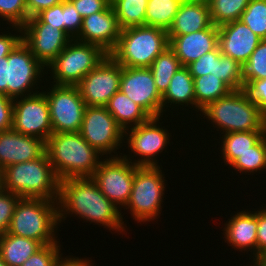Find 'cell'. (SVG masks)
Returning a JSON list of instances; mask_svg holds the SVG:
<instances>
[{"instance_id": "50", "label": "cell", "mask_w": 266, "mask_h": 266, "mask_svg": "<svg viewBox=\"0 0 266 266\" xmlns=\"http://www.w3.org/2000/svg\"><path fill=\"white\" fill-rule=\"evenodd\" d=\"M252 263L255 266H266V252L260 254Z\"/></svg>"}, {"instance_id": "34", "label": "cell", "mask_w": 266, "mask_h": 266, "mask_svg": "<svg viewBox=\"0 0 266 266\" xmlns=\"http://www.w3.org/2000/svg\"><path fill=\"white\" fill-rule=\"evenodd\" d=\"M250 0H210L208 3L212 23L215 26L240 20Z\"/></svg>"}, {"instance_id": "17", "label": "cell", "mask_w": 266, "mask_h": 266, "mask_svg": "<svg viewBox=\"0 0 266 266\" xmlns=\"http://www.w3.org/2000/svg\"><path fill=\"white\" fill-rule=\"evenodd\" d=\"M119 90L151 117L162 116V95L156 88L150 68L122 66Z\"/></svg>"}, {"instance_id": "46", "label": "cell", "mask_w": 266, "mask_h": 266, "mask_svg": "<svg viewBox=\"0 0 266 266\" xmlns=\"http://www.w3.org/2000/svg\"><path fill=\"white\" fill-rule=\"evenodd\" d=\"M261 206L257 208V257L266 252V204Z\"/></svg>"}, {"instance_id": "53", "label": "cell", "mask_w": 266, "mask_h": 266, "mask_svg": "<svg viewBox=\"0 0 266 266\" xmlns=\"http://www.w3.org/2000/svg\"><path fill=\"white\" fill-rule=\"evenodd\" d=\"M0 266H7L6 263L0 257Z\"/></svg>"}, {"instance_id": "30", "label": "cell", "mask_w": 266, "mask_h": 266, "mask_svg": "<svg viewBox=\"0 0 266 266\" xmlns=\"http://www.w3.org/2000/svg\"><path fill=\"white\" fill-rule=\"evenodd\" d=\"M194 79V95L196 100V115L209 103L227 96L232 90L218 77L209 73Z\"/></svg>"}, {"instance_id": "23", "label": "cell", "mask_w": 266, "mask_h": 266, "mask_svg": "<svg viewBox=\"0 0 266 266\" xmlns=\"http://www.w3.org/2000/svg\"><path fill=\"white\" fill-rule=\"evenodd\" d=\"M45 141L31 135H23L10 129L0 132V168L41 157L45 153Z\"/></svg>"}, {"instance_id": "35", "label": "cell", "mask_w": 266, "mask_h": 266, "mask_svg": "<svg viewBox=\"0 0 266 266\" xmlns=\"http://www.w3.org/2000/svg\"><path fill=\"white\" fill-rule=\"evenodd\" d=\"M240 20L254 34L261 39H266V0H250Z\"/></svg>"}, {"instance_id": "26", "label": "cell", "mask_w": 266, "mask_h": 266, "mask_svg": "<svg viewBox=\"0 0 266 266\" xmlns=\"http://www.w3.org/2000/svg\"><path fill=\"white\" fill-rule=\"evenodd\" d=\"M266 133V131H241L220 135L210 147L218 145V155L226 166H230L240 155L251 150V147ZM219 140V141H217ZM217 141V142H216ZM217 143V144H216Z\"/></svg>"}, {"instance_id": "14", "label": "cell", "mask_w": 266, "mask_h": 266, "mask_svg": "<svg viewBox=\"0 0 266 266\" xmlns=\"http://www.w3.org/2000/svg\"><path fill=\"white\" fill-rule=\"evenodd\" d=\"M12 129L23 135L47 141L53 133L49 104L41 90L33 95L13 100Z\"/></svg>"}, {"instance_id": "52", "label": "cell", "mask_w": 266, "mask_h": 266, "mask_svg": "<svg viewBox=\"0 0 266 266\" xmlns=\"http://www.w3.org/2000/svg\"><path fill=\"white\" fill-rule=\"evenodd\" d=\"M2 172L3 170L0 168V189L2 188Z\"/></svg>"}, {"instance_id": "1", "label": "cell", "mask_w": 266, "mask_h": 266, "mask_svg": "<svg viewBox=\"0 0 266 266\" xmlns=\"http://www.w3.org/2000/svg\"><path fill=\"white\" fill-rule=\"evenodd\" d=\"M58 212L60 225L69 218L98 225L112 235L127 236L129 227L122 213L100 191L92 177L68 178L60 181ZM125 220V221H124ZM64 221V222H63ZM112 230V231H111Z\"/></svg>"}, {"instance_id": "18", "label": "cell", "mask_w": 266, "mask_h": 266, "mask_svg": "<svg viewBox=\"0 0 266 266\" xmlns=\"http://www.w3.org/2000/svg\"><path fill=\"white\" fill-rule=\"evenodd\" d=\"M246 207V210L242 207V210L230 214V218L221 225L223 235L220 237L235 252L248 254V260L253 262L257 258V209L250 208V203Z\"/></svg>"}, {"instance_id": "47", "label": "cell", "mask_w": 266, "mask_h": 266, "mask_svg": "<svg viewBox=\"0 0 266 266\" xmlns=\"http://www.w3.org/2000/svg\"><path fill=\"white\" fill-rule=\"evenodd\" d=\"M63 1L64 0H25L28 16L34 17L41 11L60 4Z\"/></svg>"}, {"instance_id": "54", "label": "cell", "mask_w": 266, "mask_h": 266, "mask_svg": "<svg viewBox=\"0 0 266 266\" xmlns=\"http://www.w3.org/2000/svg\"><path fill=\"white\" fill-rule=\"evenodd\" d=\"M244 266H255V265L252 262L249 261V262H247V265H244Z\"/></svg>"}, {"instance_id": "6", "label": "cell", "mask_w": 266, "mask_h": 266, "mask_svg": "<svg viewBox=\"0 0 266 266\" xmlns=\"http://www.w3.org/2000/svg\"><path fill=\"white\" fill-rule=\"evenodd\" d=\"M167 118L168 115L151 117L148 121L138 126L126 129L124 131V144L121 156L137 166H164L162 163H159L163 162L162 158H160L161 154L167 152V147L169 146L173 147L174 152L175 145H172L173 139L175 141L174 136H176V133L172 134L169 129L170 122L174 121V119H170L168 122L169 119ZM164 123L169 124L162 126ZM125 148L128 149L126 150ZM125 151L128 154L124 153Z\"/></svg>"}, {"instance_id": "3", "label": "cell", "mask_w": 266, "mask_h": 266, "mask_svg": "<svg viewBox=\"0 0 266 266\" xmlns=\"http://www.w3.org/2000/svg\"><path fill=\"white\" fill-rule=\"evenodd\" d=\"M45 151L60 181L92 177L104 158L79 132L52 133L45 142Z\"/></svg>"}, {"instance_id": "48", "label": "cell", "mask_w": 266, "mask_h": 266, "mask_svg": "<svg viewBox=\"0 0 266 266\" xmlns=\"http://www.w3.org/2000/svg\"><path fill=\"white\" fill-rule=\"evenodd\" d=\"M69 254L70 255L67 256L62 254L55 266H96L94 265L96 264L95 261H93L91 257L86 258V256H84L81 258V256H79V258L78 256L76 257V255L71 256V253Z\"/></svg>"}, {"instance_id": "24", "label": "cell", "mask_w": 266, "mask_h": 266, "mask_svg": "<svg viewBox=\"0 0 266 266\" xmlns=\"http://www.w3.org/2000/svg\"><path fill=\"white\" fill-rule=\"evenodd\" d=\"M218 26L186 35H168L169 47L179 58L181 66H187L218 46Z\"/></svg>"}, {"instance_id": "4", "label": "cell", "mask_w": 266, "mask_h": 266, "mask_svg": "<svg viewBox=\"0 0 266 266\" xmlns=\"http://www.w3.org/2000/svg\"><path fill=\"white\" fill-rule=\"evenodd\" d=\"M60 180L47 153L34 160L7 166L2 172V189L20 198L58 201Z\"/></svg>"}, {"instance_id": "11", "label": "cell", "mask_w": 266, "mask_h": 266, "mask_svg": "<svg viewBox=\"0 0 266 266\" xmlns=\"http://www.w3.org/2000/svg\"><path fill=\"white\" fill-rule=\"evenodd\" d=\"M7 96L15 99L33 95L42 90L46 82V68L21 40L7 56ZM45 75V76H44Z\"/></svg>"}, {"instance_id": "49", "label": "cell", "mask_w": 266, "mask_h": 266, "mask_svg": "<svg viewBox=\"0 0 266 266\" xmlns=\"http://www.w3.org/2000/svg\"><path fill=\"white\" fill-rule=\"evenodd\" d=\"M8 62L7 57L0 59V94L7 96Z\"/></svg>"}, {"instance_id": "31", "label": "cell", "mask_w": 266, "mask_h": 266, "mask_svg": "<svg viewBox=\"0 0 266 266\" xmlns=\"http://www.w3.org/2000/svg\"><path fill=\"white\" fill-rule=\"evenodd\" d=\"M184 0H148L145 13V26L168 31L181 3Z\"/></svg>"}, {"instance_id": "20", "label": "cell", "mask_w": 266, "mask_h": 266, "mask_svg": "<svg viewBox=\"0 0 266 266\" xmlns=\"http://www.w3.org/2000/svg\"><path fill=\"white\" fill-rule=\"evenodd\" d=\"M193 78L213 74L232 91L244 89L243 66L220 52L219 46L186 66Z\"/></svg>"}, {"instance_id": "27", "label": "cell", "mask_w": 266, "mask_h": 266, "mask_svg": "<svg viewBox=\"0 0 266 266\" xmlns=\"http://www.w3.org/2000/svg\"><path fill=\"white\" fill-rule=\"evenodd\" d=\"M105 107L124 131L138 126L151 118L142 107L133 102L120 90L110 98Z\"/></svg>"}, {"instance_id": "44", "label": "cell", "mask_w": 266, "mask_h": 266, "mask_svg": "<svg viewBox=\"0 0 266 266\" xmlns=\"http://www.w3.org/2000/svg\"><path fill=\"white\" fill-rule=\"evenodd\" d=\"M36 17L42 23H48L53 28L57 27L60 30H64L63 2L41 11Z\"/></svg>"}, {"instance_id": "28", "label": "cell", "mask_w": 266, "mask_h": 266, "mask_svg": "<svg viewBox=\"0 0 266 266\" xmlns=\"http://www.w3.org/2000/svg\"><path fill=\"white\" fill-rule=\"evenodd\" d=\"M42 246L39 241L7 232L0 235V257L7 266H21Z\"/></svg>"}, {"instance_id": "38", "label": "cell", "mask_w": 266, "mask_h": 266, "mask_svg": "<svg viewBox=\"0 0 266 266\" xmlns=\"http://www.w3.org/2000/svg\"><path fill=\"white\" fill-rule=\"evenodd\" d=\"M61 242L43 245L31 255L21 266H55L64 248ZM62 248V249H61Z\"/></svg>"}, {"instance_id": "43", "label": "cell", "mask_w": 266, "mask_h": 266, "mask_svg": "<svg viewBox=\"0 0 266 266\" xmlns=\"http://www.w3.org/2000/svg\"><path fill=\"white\" fill-rule=\"evenodd\" d=\"M79 12L82 18L105 10L111 0H69Z\"/></svg>"}, {"instance_id": "42", "label": "cell", "mask_w": 266, "mask_h": 266, "mask_svg": "<svg viewBox=\"0 0 266 266\" xmlns=\"http://www.w3.org/2000/svg\"><path fill=\"white\" fill-rule=\"evenodd\" d=\"M244 90L266 115V79L252 80L244 87Z\"/></svg>"}, {"instance_id": "36", "label": "cell", "mask_w": 266, "mask_h": 266, "mask_svg": "<svg viewBox=\"0 0 266 266\" xmlns=\"http://www.w3.org/2000/svg\"><path fill=\"white\" fill-rule=\"evenodd\" d=\"M244 87L252 80L266 79V39H261L243 65Z\"/></svg>"}, {"instance_id": "19", "label": "cell", "mask_w": 266, "mask_h": 266, "mask_svg": "<svg viewBox=\"0 0 266 266\" xmlns=\"http://www.w3.org/2000/svg\"><path fill=\"white\" fill-rule=\"evenodd\" d=\"M181 111L182 112L184 111L186 114L184 112L182 113ZM194 113L196 114L194 79L191 76L188 68L186 66H181L171 78L168 89L162 95V116H164V114L168 116L170 115L171 117L169 116V119L176 116V119L178 118L179 120V117L177 116L181 114L180 117L181 119L179 121L184 122L185 119L187 118L186 122L189 119L190 123L191 122L194 123L196 122ZM184 114L188 116L185 118V116H183ZM189 115L190 117L192 115L194 118L193 117L190 118Z\"/></svg>"}, {"instance_id": "29", "label": "cell", "mask_w": 266, "mask_h": 266, "mask_svg": "<svg viewBox=\"0 0 266 266\" xmlns=\"http://www.w3.org/2000/svg\"><path fill=\"white\" fill-rule=\"evenodd\" d=\"M228 170L232 172L231 175L238 174L242 177L243 184L248 182L243 181L245 175H250L246 180L252 179L253 175L258 172V174L266 173V133L251 147L250 151L240 155L229 167ZM232 170V171H231ZM234 170V173H233ZM262 172V173H261ZM252 175V177H251Z\"/></svg>"}, {"instance_id": "41", "label": "cell", "mask_w": 266, "mask_h": 266, "mask_svg": "<svg viewBox=\"0 0 266 266\" xmlns=\"http://www.w3.org/2000/svg\"><path fill=\"white\" fill-rule=\"evenodd\" d=\"M64 31L74 39L80 32L83 18L69 0L63 1Z\"/></svg>"}, {"instance_id": "10", "label": "cell", "mask_w": 266, "mask_h": 266, "mask_svg": "<svg viewBox=\"0 0 266 266\" xmlns=\"http://www.w3.org/2000/svg\"><path fill=\"white\" fill-rule=\"evenodd\" d=\"M79 133L104 158L121 156L124 129L106 107L86 106Z\"/></svg>"}, {"instance_id": "21", "label": "cell", "mask_w": 266, "mask_h": 266, "mask_svg": "<svg viewBox=\"0 0 266 266\" xmlns=\"http://www.w3.org/2000/svg\"><path fill=\"white\" fill-rule=\"evenodd\" d=\"M120 32L121 29L110 4L105 10L83 18L81 30L74 39L98 45L109 54L115 48Z\"/></svg>"}, {"instance_id": "8", "label": "cell", "mask_w": 266, "mask_h": 266, "mask_svg": "<svg viewBox=\"0 0 266 266\" xmlns=\"http://www.w3.org/2000/svg\"><path fill=\"white\" fill-rule=\"evenodd\" d=\"M169 47L167 31L151 26L122 29L109 55L121 66L149 68L154 59Z\"/></svg>"}, {"instance_id": "9", "label": "cell", "mask_w": 266, "mask_h": 266, "mask_svg": "<svg viewBox=\"0 0 266 266\" xmlns=\"http://www.w3.org/2000/svg\"><path fill=\"white\" fill-rule=\"evenodd\" d=\"M107 55L98 45L72 39L46 67V81L76 86Z\"/></svg>"}, {"instance_id": "32", "label": "cell", "mask_w": 266, "mask_h": 266, "mask_svg": "<svg viewBox=\"0 0 266 266\" xmlns=\"http://www.w3.org/2000/svg\"><path fill=\"white\" fill-rule=\"evenodd\" d=\"M148 0H111L120 29L144 26Z\"/></svg>"}, {"instance_id": "7", "label": "cell", "mask_w": 266, "mask_h": 266, "mask_svg": "<svg viewBox=\"0 0 266 266\" xmlns=\"http://www.w3.org/2000/svg\"><path fill=\"white\" fill-rule=\"evenodd\" d=\"M164 171L168 172V169L167 171L163 170L162 166H138L135 169L130 199L122 209L126 212L121 211L122 218L124 214H130V218L134 219L135 224L140 223L141 226L143 224L147 226L149 222L161 221L158 219L160 215H165L162 210L164 200L167 199L165 192H168L166 190L168 188L166 177L168 176H165L168 174H164Z\"/></svg>"}, {"instance_id": "16", "label": "cell", "mask_w": 266, "mask_h": 266, "mask_svg": "<svg viewBox=\"0 0 266 266\" xmlns=\"http://www.w3.org/2000/svg\"><path fill=\"white\" fill-rule=\"evenodd\" d=\"M21 29L22 41L45 68L72 40L64 30L42 23L36 16L29 17Z\"/></svg>"}, {"instance_id": "22", "label": "cell", "mask_w": 266, "mask_h": 266, "mask_svg": "<svg viewBox=\"0 0 266 266\" xmlns=\"http://www.w3.org/2000/svg\"><path fill=\"white\" fill-rule=\"evenodd\" d=\"M218 46L221 54L238 61L242 66L248 61L261 38L241 20L218 26Z\"/></svg>"}, {"instance_id": "40", "label": "cell", "mask_w": 266, "mask_h": 266, "mask_svg": "<svg viewBox=\"0 0 266 266\" xmlns=\"http://www.w3.org/2000/svg\"><path fill=\"white\" fill-rule=\"evenodd\" d=\"M8 30V31H6ZM0 59L6 58L22 40V29L19 26H0Z\"/></svg>"}, {"instance_id": "51", "label": "cell", "mask_w": 266, "mask_h": 266, "mask_svg": "<svg viewBox=\"0 0 266 266\" xmlns=\"http://www.w3.org/2000/svg\"><path fill=\"white\" fill-rule=\"evenodd\" d=\"M186 1H191V2H202V3H209L210 0H186Z\"/></svg>"}, {"instance_id": "25", "label": "cell", "mask_w": 266, "mask_h": 266, "mask_svg": "<svg viewBox=\"0 0 266 266\" xmlns=\"http://www.w3.org/2000/svg\"><path fill=\"white\" fill-rule=\"evenodd\" d=\"M213 26L207 3L184 0L167 31V35H186Z\"/></svg>"}, {"instance_id": "15", "label": "cell", "mask_w": 266, "mask_h": 266, "mask_svg": "<svg viewBox=\"0 0 266 266\" xmlns=\"http://www.w3.org/2000/svg\"><path fill=\"white\" fill-rule=\"evenodd\" d=\"M122 66L109 54L76 86L86 106L105 107L119 91Z\"/></svg>"}, {"instance_id": "12", "label": "cell", "mask_w": 266, "mask_h": 266, "mask_svg": "<svg viewBox=\"0 0 266 266\" xmlns=\"http://www.w3.org/2000/svg\"><path fill=\"white\" fill-rule=\"evenodd\" d=\"M43 84L42 91L49 104L53 133L79 132L86 103L77 86L55 85L47 81Z\"/></svg>"}, {"instance_id": "37", "label": "cell", "mask_w": 266, "mask_h": 266, "mask_svg": "<svg viewBox=\"0 0 266 266\" xmlns=\"http://www.w3.org/2000/svg\"><path fill=\"white\" fill-rule=\"evenodd\" d=\"M0 18V26L22 27L29 19L25 0H0Z\"/></svg>"}, {"instance_id": "33", "label": "cell", "mask_w": 266, "mask_h": 266, "mask_svg": "<svg viewBox=\"0 0 266 266\" xmlns=\"http://www.w3.org/2000/svg\"><path fill=\"white\" fill-rule=\"evenodd\" d=\"M181 67L179 58L175 52L167 47L158 55L149 67L153 75L157 90L163 95L169 87L173 75Z\"/></svg>"}, {"instance_id": "2", "label": "cell", "mask_w": 266, "mask_h": 266, "mask_svg": "<svg viewBox=\"0 0 266 266\" xmlns=\"http://www.w3.org/2000/svg\"><path fill=\"white\" fill-rule=\"evenodd\" d=\"M198 117L196 118L197 122L202 125L198 128L202 130L208 129L204 133H212L216 130V133L211 135L214 137L213 140L210 139L212 143L218 136L226 133L266 131V115L259 109L258 105L248 96L244 89L231 91L227 96L209 103L201 110ZM202 119L206 120L203 121ZM202 121L204 124H202ZM205 124L207 129L203 128ZM217 134L219 135L216 136Z\"/></svg>"}, {"instance_id": "13", "label": "cell", "mask_w": 266, "mask_h": 266, "mask_svg": "<svg viewBox=\"0 0 266 266\" xmlns=\"http://www.w3.org/2000/svg\"><path fill=\"white\" fill-rule=\"evenodd\" d=\"M137 167L122 156L105 157L92 176L103 195L121 211L130 199Z\"/></svg>"}, {"instance_id": "45", "label": "cell", "mask_w": 266, "mask_h": 266, "mask_svg": "<svg viewBox=\"0 0 266 266\" xmlns=\"http://www.w3.org/2000/svg\"><path fill=\"white\" fill-rule=\"evenodd\" d=\"M13 100L0 94V132L12 129Z\"/></svg>"}, {"instance_id": "39", "label": "cell", "mask_w": 266, "mask_h": 266, "mask_svg": "<svg viewBox=\"0 0 266 266\" xmlns=\"http://www.w3.org/2000/svg\"><path fill=\"white\" fill-rule=\"evenodd\" d=\"M20 197L14 193L0 189V235L8 231L15 206Z\"/></svg>"}, {"instance_id": "5", "label": "cell", "mask_w": 266, "mask_h": 266, "mask_svg": "<svg viewBox=\"0 0 266 266\" xmlns=\"http://www.w3.org/2000/svg\"><path fill=\"white\" fill-rule=\"evenodd\" d=\"M59 227L58 201L20 198L7 233L47 245L60 242Z\"/></svg>"}]
</instances>
